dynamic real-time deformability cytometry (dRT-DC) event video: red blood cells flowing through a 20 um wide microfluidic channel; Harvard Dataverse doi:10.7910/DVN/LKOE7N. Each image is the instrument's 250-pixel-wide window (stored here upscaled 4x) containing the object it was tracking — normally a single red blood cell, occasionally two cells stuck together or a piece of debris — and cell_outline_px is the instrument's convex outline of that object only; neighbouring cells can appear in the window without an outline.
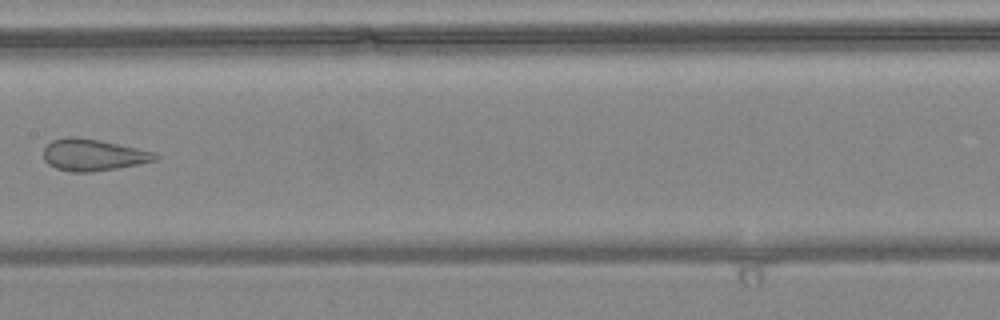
{"species": "common noctule bat (a hibernating species)", "species_latin": "Nyctalus noctula", "temperature_condition": "warm", "stored_images_in_passage": 7, "camera_frame_rate_fps": 3000, "um_per_image_px": 0.085, "animal": {"sex": "female", "body_mass_g": 24.6, "forearm_length_mm": 56.2}, "frame": {"image": 1, "passage_image": 6, "time_ms": 1.667, "image_size_px": [1000, 320], "cell_outline_px": [[160, 156], [156, 160], [116, 168], [92, 172], [68, 172], [56, 168], [48, 164], [44, 160], [44, 148], [52, 140], [68, 136], [76, 136], [100, 140], [156, 152]], "centroid_in_image_um": [7.9, 13.16], "position_along_channel_um": 199.5, "area_um2": 20.69}}
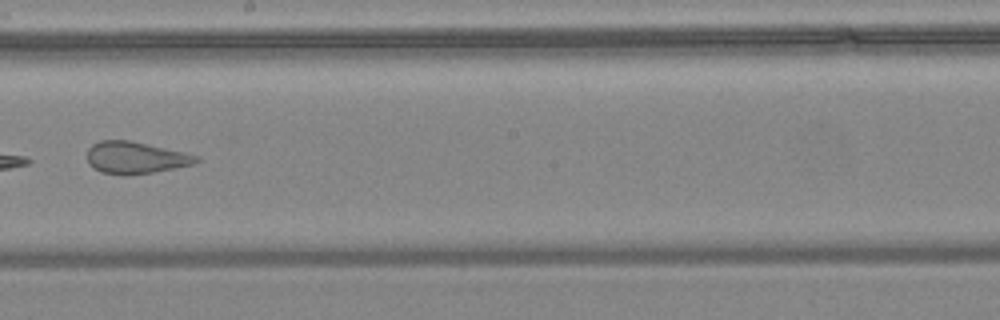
{"frame": {"image": 2, "passage_image": 7, "time_ms": 2.0, "image_size_px": [1000, 320], "cell_outline_px": [[200, 160], [192, 164], [152, 172], [128, 176], [124, 176], [100, 172], [92, 168], [88, 164], [88, 148], [92, 144], [100, 140], [128, 140], [184, 152], [200, 156]], "centroid_in_image_um": [11.47, 13.41], "position_along_channel_um": 236.7, "area_um2": 20.35}}